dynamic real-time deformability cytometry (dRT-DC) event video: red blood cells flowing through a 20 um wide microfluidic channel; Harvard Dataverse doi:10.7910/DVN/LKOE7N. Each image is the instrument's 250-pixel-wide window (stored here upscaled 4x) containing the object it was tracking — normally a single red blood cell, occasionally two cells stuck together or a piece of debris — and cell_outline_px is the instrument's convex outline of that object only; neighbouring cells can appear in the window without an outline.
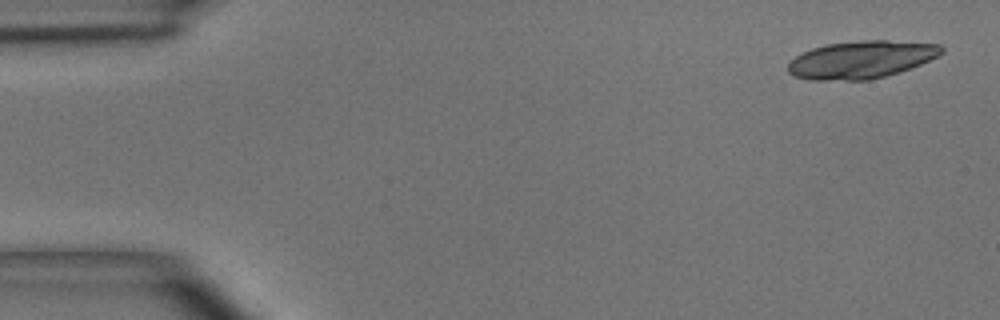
{"species": "common noctule bat (a hibernating species)", "species_latin": "Nyctalus noctula", "temperature_condition": "room temperature", "stored_images_in_passage": 45, "camera_frame_rate_fps": 3000, "um_per_image_px": 0.085, "animal": {"sex": "male", "body_mass_g": 15.6}, "frame": {"image": 1, "passage_image": 1, "time_ms": 0.0, "image_size_px": [1000, 320], "cell_outline_px": [[944, 52], [920, 64], [900, 72], [868, 80], [808, 80], [796, 76], [788, 72], [788, 60], [812, 48], [828, 44], [860, 40], [888, 40], [940, 44], [944, 48]], "centroid_in_image_um": [73.19, 5.06], "position_along_channel_um": 11.8, "area_um2": 33.58}}
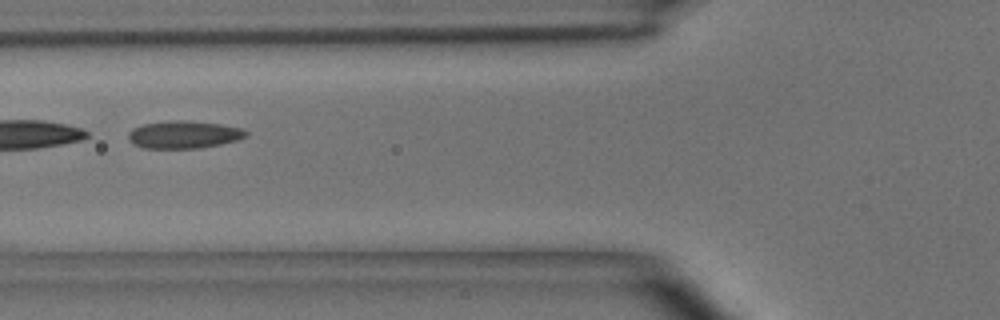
{"frame": {"image": 2, "passage_image": 18, "time_ms": 5.667, "image_size_px": [1000, 320], "cell_outline_px": [[248, 136], [236, 140], [220, 144], [196, 148], [144, 148], [132, 144], [128, 140], [128, 132], [132, 128], [144, 124], [168, 120], [188, 120], [220, 124], [244, 128], [248, 132]], "centroid_in_image_um": [15.61, 11.43], "position_along_channel_um": 110.2, "area_um2": 19.07}}